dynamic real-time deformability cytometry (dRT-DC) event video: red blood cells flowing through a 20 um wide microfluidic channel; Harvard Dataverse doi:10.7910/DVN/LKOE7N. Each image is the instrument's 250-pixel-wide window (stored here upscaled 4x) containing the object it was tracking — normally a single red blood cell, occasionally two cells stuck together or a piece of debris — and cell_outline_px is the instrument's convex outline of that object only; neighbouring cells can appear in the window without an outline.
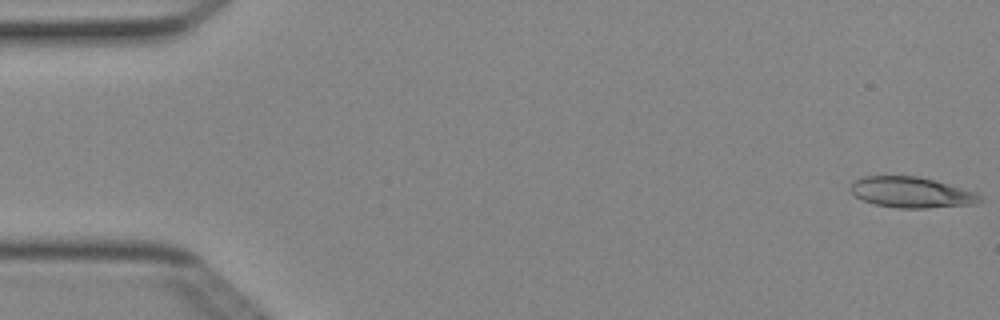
{"species": "Egyptian fruit bat (a non-hibernating species)", "species_latin": "Rousettus aegyptiacus", "temperature_condition": "cold", "stored_images_in_passage": 50, "camera_frame_rate_fps": 3000, "um_per_image_px": 0.085, "animal": {"sex": "female"}, "frame": {"image": 1, "passage_image": 1, "time_ms": 0.0, "image_size_px": [1000, 320], "cell_outline_px": [[984, 200], [972, 204], [928, 208], [896, 208], [876, 204], [864, 200], [856, 196], [848, 188], [856, 180], [864, 176], [920, 176], [936, 180], [976, 192]], "centroid_in_image_um": [77.49, 16.34], "position_along_channel_um": 7.5, "area_um2": 23.12}}
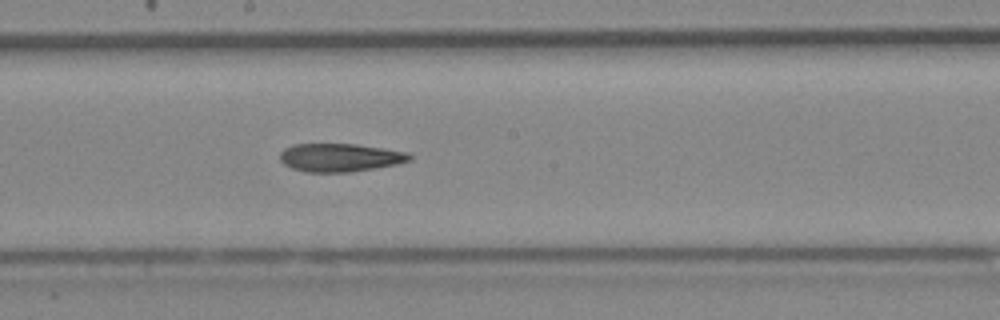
{"frame": {"image": 2, "passage_image": 27, "time_ms": 8.667, "image_size_px": [1000, 320], "cell_outline_px": [[412, 160], [400, 164], [352, 172], [308, 172], [292, 168], [284, 164], [280, 160], [280, 152], [284, 148], [292, 144], [356, 144], [384, 148], [408, 152], [412, 156]], "centroid_in_image_um": [28.93, 13.39], "position_along_channel_um": 219.3, "area_um2": 21.56}}
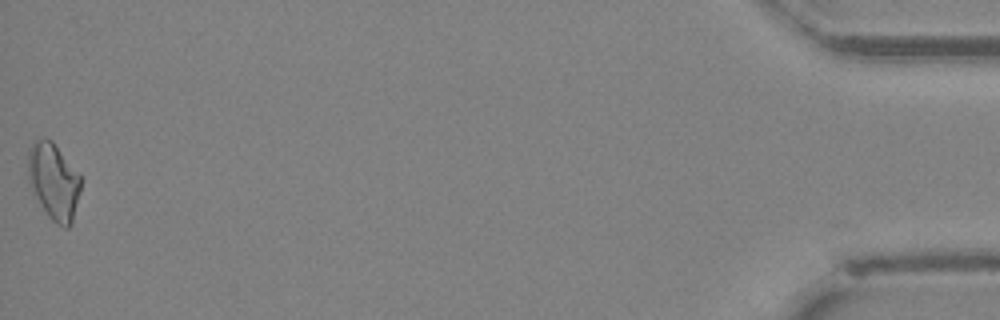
{"frame": {"image": 3, "passage_image": 50, "time_ms": 16.333, "image_size_px": [1000, 320], "cell_outline_px": [[80, 192], [72, 224], [68, 228], [64, 228], [56, 224], [48, 216], [32, 192], [28, 180], [28, 148], [32, 140], [44, 136], [52, 140], [80, 176]], "centroid_in_image_um": [4.53, 15.4], "position_along_channel_um": 430.7, "area_um2": 23.81}, "authors_computed_cell_mechanics": {"area_um2": 22.2241, "velocity_mm_per_s": 4.0467, "shape_relaxation_time_tau1_ms": null, "shape_relaxation_time_tau2_ms": 5.2856, "deformation_change_tau1": null, "deformation_change_tau2": 0.1455}}